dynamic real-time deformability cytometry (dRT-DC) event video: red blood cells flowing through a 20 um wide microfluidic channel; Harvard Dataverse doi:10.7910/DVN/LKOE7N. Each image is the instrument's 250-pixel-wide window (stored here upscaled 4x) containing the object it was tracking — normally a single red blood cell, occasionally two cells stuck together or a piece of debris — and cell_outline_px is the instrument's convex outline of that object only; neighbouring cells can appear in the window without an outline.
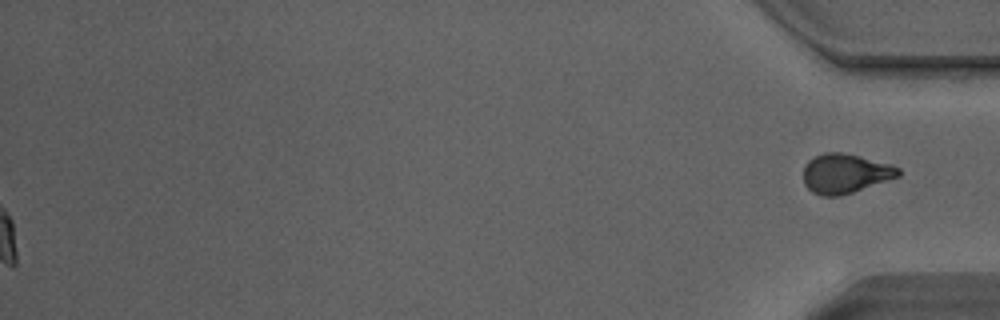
{"species": "Egyptian fruit bat (a non-hibernating species)", "species_latin": "Rousettus aegyptiacus", "temperature_condition": "warm", "stored_images_in_passage": 44, "segment_of_instrument_passage": [2, 2], "camera_frame_rate_fps": 3000, "um_per_image_px": 0.085, "animal": {"sex": "male"}, "frame": {"image": 1, "passage_image": 44, "time_ms": 14.333, "image_size_px": [1000, 320], "cell_outline_px": [[900, 176], [840, 196], [820, 196], [812, 192], [804, 184], [804, 164], [808, 160], [824, 152], [840, 152], [860, 156], [888, 164], [900, 168]], "centroid_in_image_um": [71.81, 14.75], "position_along_channel_um": 363.4, "area_um2": 21.73}}